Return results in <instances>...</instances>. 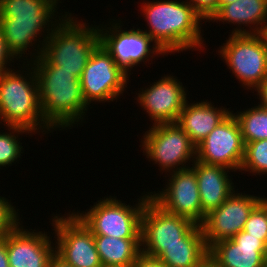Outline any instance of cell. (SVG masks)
Segmentation results:
<instances>
[{
  "mask_svg": "<svg viewBox=\"0 0 267 267\" xmlns=\"http://www.w3.org/2000/svg\"><path fill=\"white\" fill-rule=\"evenodd\" d=\"M128 80V73L115 62L101 43L92 52L80 77L83 96L88 105L96 101L117 100L127 87Z\"/></svg>",
  "mask_w": 267,
  "mask_h": 267,
  "instance_id": "9",
  "label": "cell"
},
{
  "mask_svg": "<svg viewBox=\"0 0 267 267\" xmlns=\"http://www.w3.org/2000/svg\"><path fill=\"white\" fill-rule=\"evenodd\" d=\"M235 1H237V0H220L219 5H228V4H231Z\"/></svg>",
  "mask_w": 267,
  "mask_h": 267,
  "instance_id": "37",
  "label": "cell"
},
{
  "mask_svg": "<svg viewBox=\"0 0 267 267\" xmlns=\"http://www.w3.org/2000/svg\"><path fill=\"white\" fill-rule=\"evenodd\" d=\"M209 254L200 225H195L184 237L183 244H173L157 257L167 267H199Z\"/></svg>",
  "mask_w": 267,
  "mask_h": 267,
  "instance_id": "22",
  "label": "cell"
},
{
  "mask_svg": "<svg viewBox=\"0 0 267 267\" xmlns=\"http://www.w3.org/2000/svg\"><path fill=\"white\" fill-rule=\"evenodd\" d=\"M30 66L31 70L29 67L22 70L27 75L15 69L0 73V121L4 126L23 127L34 134L40 130L52 132L43 119L38 81Z\"/></svg>",
  "mask_w": 267,
  "mask_h": 267,
  "instance_id": "5",
  "label": "cell"
},
{
  "mask_svg": "<svg viewBox=\"0 0 267 267\" xmlns=\"http://www.w3.org/2000/svg\"><path fill=\"white\" fill-rule=\"evenodd\" d=\"M150 192L138 198L135 206L111 196L94 203L89 211L74 212L93 235L115 238H141V216ZM85 213V214H84Z\"/></svg>",
  "mask_w": 267,
  "mask_h": 267,
  "instance_id": "6",
  "label": "cell"
},
{
  "mask_svg": "<svg viewBox=\"0 0 267 267\" xmlns=\"http://www.w3.org/2000/svg\"><path fill=\"white\" fill-rule=\"evenodd\" d=\"M229 36L218 52L242 86L255 90L267 77L266 43L260 33Z\"/></svg>",
  "mask_w": 267,
  "mask_h": 267,
  "instance_id": "7",
  "label": "cell"
},
{
  "mask_svg": "<svg viewBox=\"0 0 267 267\" xmlns=\"http://www.w3.org/2000/svg\"><path fill=\"white\" fill-rule=\"evenodd\" d=\"M132 267H167L162 263L158 258L147 256L141 253L135 262L132 264Z\"/></svg>",
  "mask_w": 267,
  "mask_h": 267,
  "instance_id": "31",
  "label": "cell"
},
{
  "mask_svg": "<svg viewBox=\"0 0 267 267\" xmlns=\"http://www.w3.org/2000/svg\"><path fill=\"white\" fill-rule=\"evenodd\" d=\"M113 23L110 27L98 26L100 43L125 72H131L132 67L142 62L149 63L150 58L158 54L166 55L156 44L150 45L154 41L140 27L136 30L134 26L130 30H122L121 22Z\"/></svg>",
  "mask_w": 267,
  "mask_h": 267,
  "instance_id": "13",
  "label": "cell"
},
{
  "mask_svg": "<svg viewBox=\"0 0 267 267\" xmlns=\"http://www.w3.org/2000/svg\"><path fill=\"white\" fill-rule=\"evenodd\" d=\"M266 43V47H267V24L265 25V27L262 29L261 33H260Z\"/></svg>",
  "mask_w": 267,
  "mask_h": 267,
  "instance_id": "36",
  "label": "cell"
},
{
  "mask_svg": "<svg viewBox=\"0 0 267 267\" xmlns=\"http://www.w3.org/2000/svg\"><path fill=\"white\" fill-rule=\"evenodd\" d=\"M170 175L167 187L158 193L151 192L150 198L165 211L201 225L202 207L195 171L188 167Z\"/></svg>",
  "mask_w": 267,
  "mask_h": 267,
  "instance_id": "15",
  "label": "cell"
},
{
  "mask_svg": "<svg viewBox=\"0 0 267 267\" xmlns=\"http://www.w3.org/2000/svg\"><path fill=\"white\" fill-rule=\"evenodd\" d=\"M261 267H267V255L265 256Z\"/></svg>",
  "mask_w": 267,
  "mask_h": 267,
  "instance_id": "39",
  "label": "cell"
},
{
  "mask_svg": "<svg viewBox=\"0 0 267 267\" xmlns=\"http://www.w3.org/2000/svg\"><path fill=\"white\" fill-rule=\"evenodd\" d=\"M6 128L10 131L9 133L0 132V168L7 165L11 166L14 161L21 158L23 146L19 141V134L32 133L30 130L19 126H6Z\"/></svg>",
  "mask_w": 267,
  "mask_h": 267,
  "instance_id": "25",
  "label": "cell"
},
{
  "mask_svg": "<svg viewBox=\"0 0 267 267\" xmlns=\"http://www.w3.org/2000/svg\"><path fill=\"white\" fill-rule=\"evenodd\" d=\"M0 267H10L5 237L0 239Z\"/></svg>",
  "mask_w": 267,
  "mask_h": 267,
  "instance_id": "33",
  "label": "cell"
},
{
  "mask_svg": "<svg viewBox=\"0 0 267 267\" xmlns=\"http://www.w3.org/2000/svg\"><path fill=\"white\" fill-rule=\"evenodd\" d=\"M48 267H71V266L66 262H64L59 256L54 254L49 261Z\"/></svg>",
  "mask_w": 267,
  "mask_h": 267,
  "instance_id": "34",
  "label": "cell"
},
{
  "mask_svg": "<svg viewBox=\"0 0 267 267\" xmlns=\"http://www.w3.org/2000/svg\"><path fill=\"white\" fill-rule=\"evenodd\" d=\"M103 267H132V265H111V266H103Z\"/></svg>",
  "mask_w": 267,
  "mask_h": 267,
  "instance_id": "38",
  "label": "cell"
},
{
  "mask_svg": "<svg viewBox=\"0 0 267 267\" xmlns=\"http://www.w3.org/2000/svg\"><path fill=\"white\" fill-rule=\"evenodd\" d=\"M65 13L48 36L40 58L47 65H56L60 71L72 72L80 79L92 52L100 44L99 27L78 22L71 13Z\"/></svg>",
  "mask_w": 267,
  "mask_h": 267,
  "instance_id": "4",
  "label": "cell"
},
{
  "mask_svg": "<svg viewBox=\"0 0 267 267\" xmlns=\"http://www.w3.org/2000/svg\"><path fill=\"white\" fill-rule=\"evenodd\" d=\"M68 215L52 218L55 254L71 267H103L91 230L74 212Z\"/></svg>",
  "mask_w": 267,
  "mask_h": 267,
  "instance_id": "11",
  "label": "cell"
},
{
  "mask_svg": "<svg viewBox=\"0 0 267 267\" xmlns=\"http://www.w3.org/2000/svg\"><path fill=\"white\" fill-rule=\"evenodd\" d=\"M244 154L241 128L232 112L196 146V161L223 166L232 172L240 171Z\"/></svg>",
  "mask_w": 267,
  "mask_h": 267,
  "instance_id": "12",
  "label": "cell"
},
{
  "mask_svg": "<svg viewBox=\"0 0 267 267\" xmlns=\"http://www.w3.org/2000/svg\"><path fill=\"white\" fill-rule=\"evenodd\" d=\"M195 225L187 218L165 211L149 198L141 216V253L157 258L165 247L183 244V237Z\"/></svg>",
  "mask_w": 267,
  "mask_h": 267,
  "instance_id": "10",
  "label": "cell"
},
{
  "mask_svg": "<svg viewBox=\"0 0 267 267\" xmlns=\"http://www.w3.org/2000/svg\"><path fill=\"white\" fill-rule=\"evenodd\" d=\"M244 231L260 239L267 245V198L254 207L245 223Z\"/></svg>",
  "mask_w": 267,
  "mask_h": 267,
  "instance_id": "27",
  "label": "cell"
},
{
  "mask_svg": "<svg viewBox=\"0 0 267 267\" xmlns=\"http://www.w3.org/2000/svg\"><path fill=\"white\" fill-rule=\"evenodd\" d=\"M15 57L13 54L9 51L4 37L2 35V31L0 29V73L11 70L7 65L9 63V66L11 65V61L14 62ZM7 66V67H6Z\"/></svg>",
  "mask_w": 267,
  "mask_h": 267,
  "instance_id": "30",
  "label": "cell"
},
{
  "mask_svg": "<svg viewBox=\"0 0 267 267\" xmlns=\"http://www.w3.org/2000/svg\"><path fill=\"white\" fill-rule=\"evenodd\" d=\"M240 171L253 175L267 174V139L245 144V154Z\"/></svg>",
  "mask_w": 267,
  "mask_h": 267,
  "instance_id": "26",
  "label": "cell"
},
{
  "mask_svg": "<svg viewBox=\"0 0 267 267\" xmlns=\"http://www.w3.org/2000/svg\"><path fill=\"white\" fill-rule=\"evenodd\" d=\"M191 165L196 174L203 223L205 216L224 203L235 191V187L232 179H229L230 169L196 160Z\"/></svg>",
  "mask_w": 267,
  "mask_h": 267,
  "instance_id": "19",
  "label": "cell"
},
{
  "mask_svg": "<svg viewBox=\"0 0 267 267\" xmlns=\"http://www.w3.org/2000/svg\"><path fill=\"white\" fill-rule=\"evenodd\" d=\"M7 198L0 196V239H3L18 223L19 214Z\"/></svg>",
  "mask_w": 267,
  "mask_h": 267,
  "instance_id": "28",
  "label": "cell"
},
{
  "mask_svg": "<svg viewBox=\"0 0 267 267\" xmlns=\"http://www.w3.org/2000/svg\"><path fill=\"white\" fill-rule=\"evenodd\" d=\"M32 59L27 65L34 66L45 123L56 130V127L69 129L78 124L75 122H82L89 105L84 99L80 79L72 72L60 71L56 65H47L40 57Z\"/></svg>",
  "mask_w": 267,
  "mask_h": 267,
  "instance_id": "2",
  "label": "cell"
},
{
  "mask_svg": "<svg viewBox=\"0 0 267 267\" xmlns=\"http://www.w3.org/2000/svg\"><path fill=\"white\" fill-rule=\"evenodd\" d=\"M155 0L144 2L141 7L154 44L167 53L183 52L184 50H200L204 40L201 34L203 20L187 1ZM200 48V49H199Z\"/></svg>",
  "mask_w": 267,
  "mask_h": 267,
  "instance_id": "3",
  "label": "cell"
},
{
  "mask_svg": "<svg viewBox=\"0 0 267 267\" xmlns=\"http://www.w3.org/2000/svg\"><path fill=\"white\" fill-rule=\"evenodd\" d=\"M257 90L260 99V106L267 109V77L262 81V83L255 89Z\"/></svg>",
  "mask_w": 267,
  "mask_h": 267,
  "instance_id": "32",
  "label": "cell"
},
{
  "mask_svg": "<svg viewBox=\"0 0 267 267\" xmlns=\"http://www.w3.org/2000/svg\"><path fill=\"white\" fill-rule=\"evenodd\" d=\"M209 255L224 267H261L267 245L242 230L232 239L222 240L209 248Z\"/></svg>",
  "mask_w": 267,
  "mask_h": 267,
  "instance_id": "18",
  "label": "cell"
},
{
  "mask_svg": "<svg viewBox=\"0 0 267 267\" xmlns=\"http://www.w3.org/2000/svg\"><path fill=\"white\" fill-rule=\"evenodd\" d=\"M22 226L18 223L5 236L10 267H48L55 254V244L50 235L42 231H28Z\"/></svg>",
  "mask_w": 267,
  "mask_h": 267,
  "instance_id": "17",
  "label": "cell"
},
{
  "mask_svg": "<svg viewBox=\"0 0 267 267\" xmlns=\"http://www.w3.org/2000/svg\"><path fill=\"white\" fill-rule=\"evenodd\" d=\"M141 140L144 155L158 164L160 171L185 169L186 162L196 160V146L177 123L152 125Z\"/></svg>",
  "mask_w": 267,
  "mask_h": 267,
  "instance_id": "8",
  "label": "cell"
},
{
  "mask_svg": "<svg viewBox=\"0 0 267 267\" xmlns=\"http://www.w3.org/2000/svg\"><path fill=\"white\" fill-rule=\"evenodd\" d=\"M263 198L234 191L217 209L208 213L200 225L207 248L232 239L244 230L249 214Z\"/></svg>",
  "mask_w": 267,
  "mask_h": 267,
  "instance_id": "14",
  "label": "cell"
},
{
  "mask_svg": "<svg viewBox=\"0 0 267 267\" xmlns=\"http://www.w3.org/2000/svg\"><path fill=\"white\" fill-rule=\"evenodd\" d=\"M237 118L244 143L267 139V109L258 104L244 109L240 113H233Z\"/></svg>",
  "mask_w": 267,
  "mask_h": 267,
  "instance_id": "24",
  "label": "cell"
},
{
  "mask_svg": "<svg viewBox=\"0 0 267 267\" xmlns=\"http://www.w3.org/2000/svg\"><path fill=\"white\" fill-rule=\"evenodd\" d=\"M94 241L103 266L132 265L141 254V238L94 235Z\"/></svg>",
  "mask_w": 267,
  "mask_h": 267,
  "instance_id": "23",
  "label": "cell"
},
{
  "mask_svg": "<svg viewBox=\"0 0 267 267\" xmlns=\"http://www.w3.org/2000/svg\"><path fill=\"white\" fill-rule=\"evenodd\" d=\"M188 103L187 100L176 123L195 146L199 145L215 127L233 112L223 106L214 107L215 105L207 100Z\"/></svg>",
  "mask_w": 267,
  "mask_h": 267,
  "instance_id": "20",
  "label": "cell"
},
{
  "mask_svg": "<svg viewBox=\"0 0 267 267\" xmlns=\"http://www.w3.org/2000/svg\"><path fill=\"white\" fill-rule=\"evenodd\" d=\"M186 89L176 77L164 75L152 86L138 93L137 102L153 125L176 123L187 101Z\"/></svg>",
  "mask_w": 267,
  "mask_h": 267,
  "instance_id": "16",
  "label": "cell"
},
{
  "mask_svg": "<svg viewBox=\"0 0 267 267\" xmlns=\"http://www.w3.org/2000/svg\"><path fill=\"white\" fill-rule=\"evenodd\" d=\"M199 267H224L220 265L215 259H213L209 254L203 259Z\"/></svg>",
  "mask_w": 267,
  "mask_h": 267,
  "instance_id": "35",
  "label": "cell"
},
{
  "mask_svg": "<svg viewBox=\"0 0 267 267\" xmlns=\"http://www.w3.org/2000/svg\"><path fill=\"white\" fill-rule=\"evenodd\" d=\"M212 20L228 22L236 24V26L238 24L239 28H234L232 34L261 33L267 24V0H237L228 5H219L217 12L209 22ZM241 24L249 26L250 31L244 29V27L241 28Z\"/></svg>",
  "mask_w": 267,
  "mask_h": 267,
  "instance_id": "21",
  "label": "cell"
},
{
  "mask_svg": "<svg viewBox=\"0 0 267 267\" xmlns=\"http://www.w3.org/2000/svg\"><path fill=\"white\" fill-rule=\"evenodd\" d=\"M58 2L59 0H0V29L9 51L17 60L20 57L22 59L23 54H29L25 52L30 49L29 46H33V41L47 32V35L42 36L43 41L39 40V50L35 49L37 52L33 53L35 59L40 57L48 36L67 15L55 19Z\"/></svg>",
  "mask_w": 267,
  "mask_h": 267,
  "instance_id": "1",
  "label": "cell"
},
{
  "mask_svg": "<svg viewBox=\"0 0 267 267\" xmlns=\"http://www.w3.org/2000/svg\"><path fill=\"white\" fill-rule=\"evenodd\" d=\"M194 11L204 20L209 21L217 12L220 0H186Z\"/></svg>",
  "mask_w": 267,
  "mask_h": 267,
  "instance_id": "29",
  "label": "cell"
}]
</instances>
